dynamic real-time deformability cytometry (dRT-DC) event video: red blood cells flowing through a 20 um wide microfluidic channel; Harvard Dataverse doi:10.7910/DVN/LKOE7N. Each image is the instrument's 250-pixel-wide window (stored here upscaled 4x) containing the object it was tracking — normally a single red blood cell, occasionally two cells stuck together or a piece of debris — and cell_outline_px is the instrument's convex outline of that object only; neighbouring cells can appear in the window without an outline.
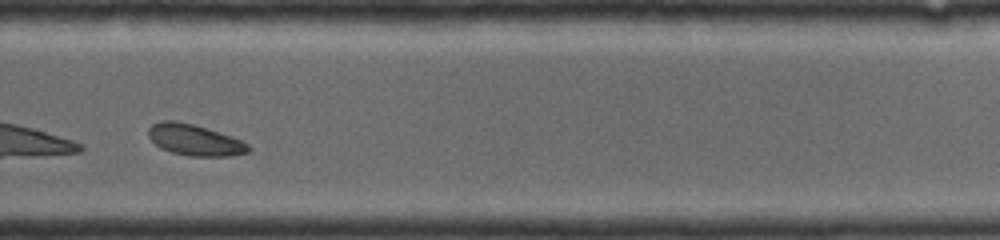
{"species": "common noctule bat (a hibernating species)", "species_latin": "Nyctalus noctula", "temperature_condition": "room temperature", "stored_images_in_passage": 19, "camera_frame_rate_fps": 4000, "um_per_image_px": 0.085, "animal": {"sex": "female", "body_mass_g": 19.0, "forearm_length_mm": 56.7}, "frame": {"image": 1, "passage_image": 14, "time_ms": 5.75, "image_size_px": [1000, 240], "cell_outline_px": [[252, 148], [248, 152], [232, 156], [188, 156], [172, 152], [160, 148], [148, 136], [148, 128], [152, 124], [164, 120], [176, 120], [192, 124], [232, 136], [248, 144]], "centroid_in_image_um": [16.55, 11.9], "position_along_channel_um": 313.3, "area_um2": 18.15}}
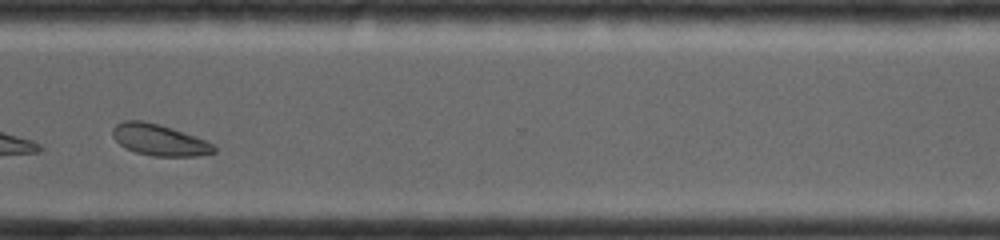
{"frame": {"image": 2, "passage_image": 16, "time_ms": 6.75, "image_size_px": [1000, 240], "cell_outline_px": [[216, 152], [196, 156], [152, 156], [136, 152], [124, 148], [112, 136], [112, 128], [116, 124], [124, 120], [144, 120], [196, 136], [212, 144], [216, 148]], "centroid_in_image_um": [13.5, 11.89], "position_along_channel_um": 357.1, "area_um2": 18.44}}